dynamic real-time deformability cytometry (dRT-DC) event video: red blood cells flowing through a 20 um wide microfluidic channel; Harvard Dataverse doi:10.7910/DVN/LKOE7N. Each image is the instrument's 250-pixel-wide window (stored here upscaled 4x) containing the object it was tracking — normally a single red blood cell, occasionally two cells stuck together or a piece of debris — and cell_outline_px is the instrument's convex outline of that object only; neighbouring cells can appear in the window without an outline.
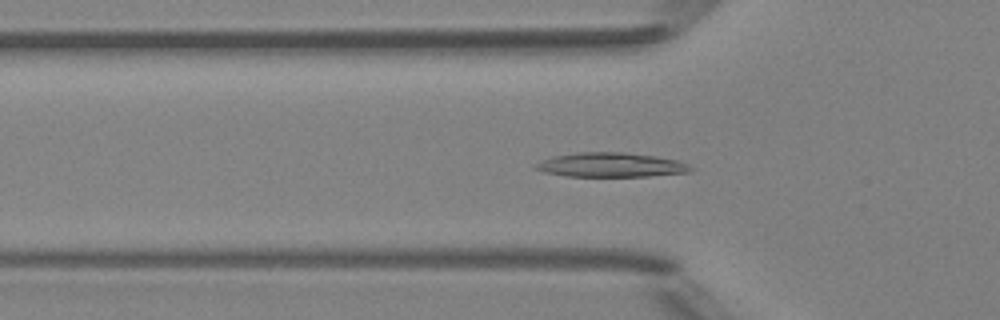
{"species": "Egyptian fruit bat (a non-hibernating species)", "species_latin": "Rousettus aegyptiacus", "temperature_condition": "room temperature", "stored_images_in_passage": 50, "camera_frame_rate_fps": 3000, "um_per_image_px": 0.085, "animal": {"sex": "female"}, "frame": {"image": 1, "passage_image": 17, "time_ms": 5.333, "image_size_px": [1000, 320], "cell_outline_px": [[692, 168], [688, 172], [648, 176], [564, 176], [544, 172], [532, 168], [532, 164], [552, 156], [576, 152], [624, 152], [656, 156], [676, 160], [688, 164]], "centroid_in_image_um": [51.83, 14.01], "position_along_channel_um": 74.0, "area_um2": 22.08}}
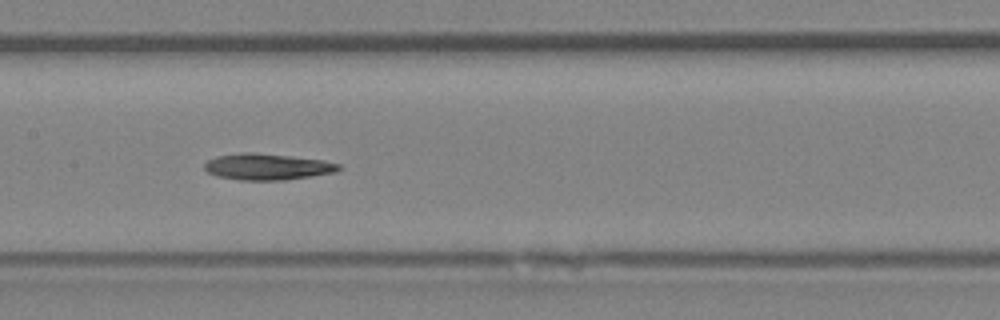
{"frame": {"image": 2, "passage_image": 25, "time_ms": 8.0, "image_size_px": [1000, 320], "cell_outline_px": [[340, 168], [336, 172], [312, 176], [284, 180], [240, 180], [216, 176], [208, 172], [204, 168], [204, 164], [208, 160], [216, 156], [244, 152], [248, 152], [288, 156], [320, 160], [340, 164]], "centroid_in_image_um": [22.68, 14.18], "position_along_channel_um": 184.7, "area_um2": 20.35}}
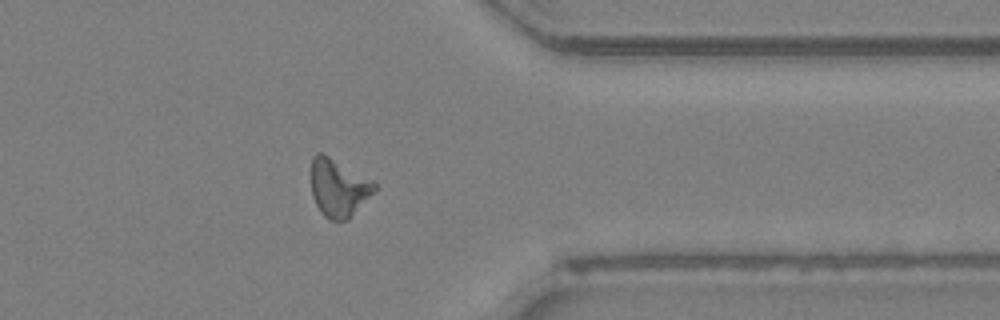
{"frame": {"image": 3, "passage_image": 40, "time_ms": 13.0, "image_size_px": [1000, 320], "cell_outline_px": [[376, 188], [348, 220], [328, 220], [320, 212], [312, 196], [312, 156], [316, 152], [320, 152], [328, 156], [372, 180], [376, 184]], "centroid_in_image_um": [28.74, 15.97], "position_along_channel_um": 382.7, "area_um2": 20.92}}